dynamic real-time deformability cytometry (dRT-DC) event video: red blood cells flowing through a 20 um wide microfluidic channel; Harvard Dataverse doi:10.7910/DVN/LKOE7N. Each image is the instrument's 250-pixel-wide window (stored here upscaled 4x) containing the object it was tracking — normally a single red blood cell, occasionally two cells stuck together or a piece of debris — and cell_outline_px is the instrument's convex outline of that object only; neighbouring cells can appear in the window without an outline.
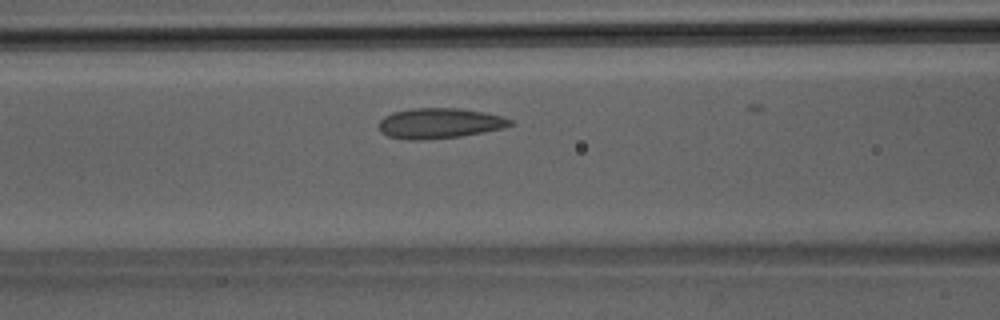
{"species": "Egyptian fruit bat (a non-hibernating species)", "species_latin": "Rousettus aegyptiacus", "temperature_condition": "room temperature", "stored_images_in_passage": 22, "camera_frame_rate_fps": 3000, "um_per_image_px": 0.085, "animal": {"sex": "male"}, "frame": {"image": 1, "passage_image": 7, "time_ms": 2.0, "image_size_px": [1000, 320], "cell_outline_px": [[512, 124], [504, 128], [484, 132], [460, 136], [420, 140], [408, 140], [388, 136], [380, 132], [380, 120], [384, 116], [392, 112], [412, 108], [456, 108], [484, 112], [500, 116], [512, 120]], "centroid_in_image_um": [37.33, 10.48], "position_along_channel_um": 129.3, "area_um2": 23.12}}
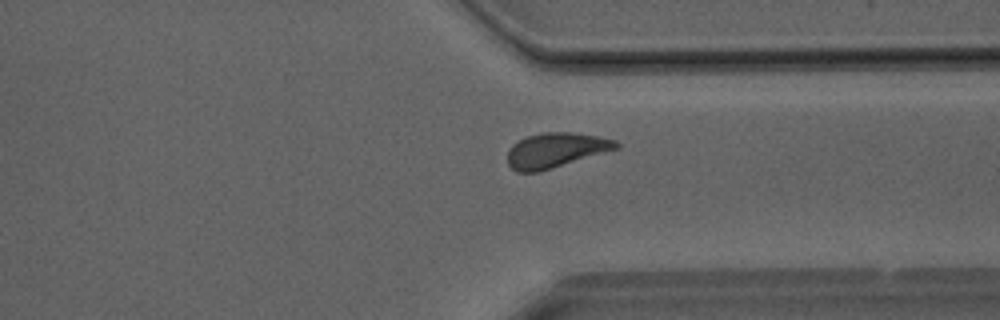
{"frame": {"image": 2, "passage_image": 21, "time_ms": 6.667, "image_size_px": [1000, 320], "cell_outline_px": [[620, 148], [536, 172], [516, 172], [508, 164], [508, 152], [512, 144], [528, 136], [544, 132], [572, 132], [600, 136], [616, 140], [620, 144]], "centroid_in_image_um": [47.26, 12.75], "position_along_channel_um": 364.1, "area_um2": 21.85}}